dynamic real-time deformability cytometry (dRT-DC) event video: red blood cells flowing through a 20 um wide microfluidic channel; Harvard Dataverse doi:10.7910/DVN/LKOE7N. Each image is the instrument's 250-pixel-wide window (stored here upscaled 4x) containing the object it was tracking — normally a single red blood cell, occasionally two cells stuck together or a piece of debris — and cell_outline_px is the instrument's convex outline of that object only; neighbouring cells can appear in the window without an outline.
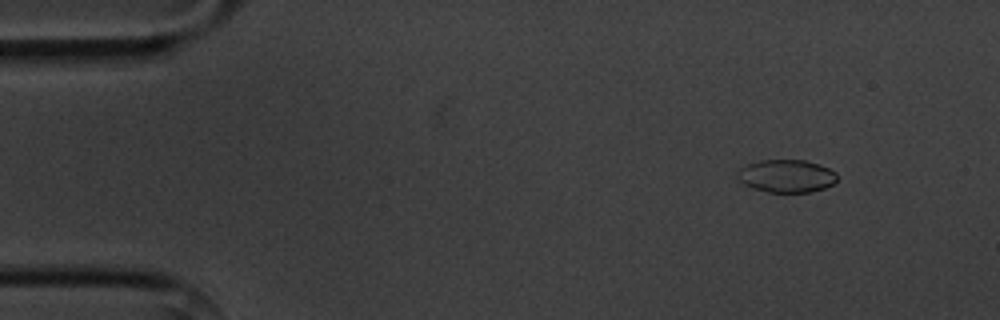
{"species": "common noctule bat (a hibernating species)", "species_latin": "Nyctalus noctula", "temperature_condition": "cold", "stored_images_in_passage": 4, "camera_frame_rate_fps": 3000, "um_per_image_px": 0.085, "animal": {"sex": "male", "body_mass_g": 20.1, "forearm_length_mm": 53.5}, "frame": {"image": 1, "passage_image": 2, "time_ms": 1.0, "image_size_px": [1000, 320], "cell_outline_px": [[836, 180], [832, 184], [824, 188], [812, 192], [768, 192], [752, 188], [736, 180], [736, 172], [740, 168], [748, 164], [760, 160], [804, 160], [820, 164], [836, 172]], "centroid_in_image_um": [66.81, 14.96], "position_along_channel_um": 18.2, "area_um2": 19.19}}
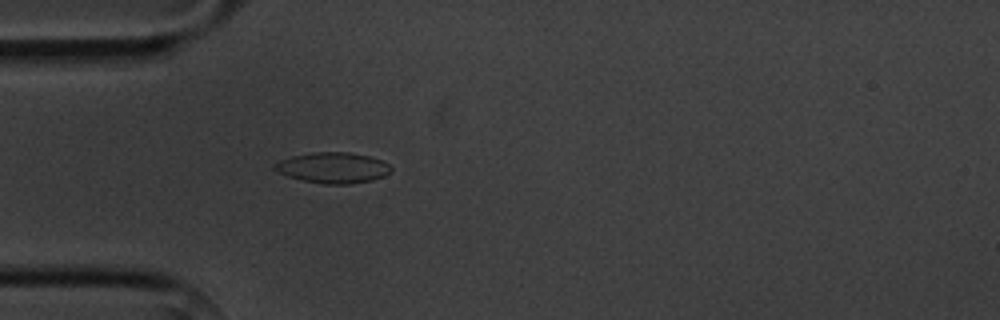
{"frame": {"image": 2, "passage_image": 4, "time_ms": 4.333, "image_size_px": [1000, 320], "cell_outline_px": [[392, 172], [384, 176], [372, 180], [348, 184], [324, 184], [304, 180], [288, 176], [276, 172], [272, 168], [272, 164], [280, 160], [292, 156], [312, 152], [348, 152], [368, 156], [380, 160], [388, 164], [392, 168]], "centroid_in_image_um": [28.27, 14.25], "position_along_channel_um": 56.7, "area_um2": 20.87}}